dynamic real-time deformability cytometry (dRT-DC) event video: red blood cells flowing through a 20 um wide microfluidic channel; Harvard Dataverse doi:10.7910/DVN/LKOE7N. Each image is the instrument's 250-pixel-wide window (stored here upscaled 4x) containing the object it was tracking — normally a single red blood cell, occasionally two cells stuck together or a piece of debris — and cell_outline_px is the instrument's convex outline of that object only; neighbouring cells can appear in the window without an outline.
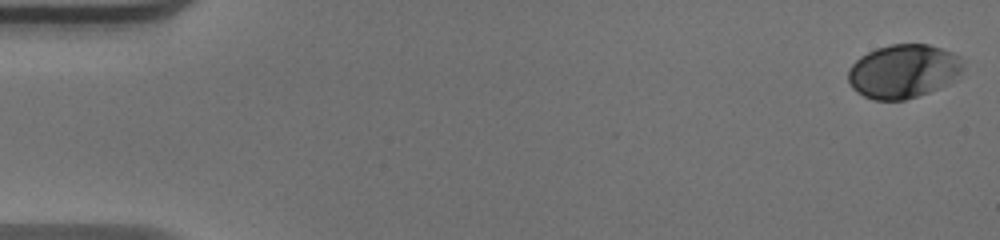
{"species": "human", "species_latin": "Homo sapiens", "temperature_condition": "warm", "stored_images_in_passage": 52, "camera_frame_rate_fps": 3000, "um_per_image_px": 0.085, "donor": {"sex": "male"}, "frame": {"image": 1, "passage_image": 1, "time_ms": 0.0, "image_size_px": [1000, 240], "cell_outline_px": [[964, 68], [948, 84], [940, 88], [904, 100], [872, 100], [856, 92], [852, 88], [848, 80], [848, 68], [860, 56], [876, 48], [892, 44], [928, 44], [952, 52], [960, 56], [964, 64]], "centroid_in_image_um": [76.77, 6.05], "position_along_channel_um": 8.2, "area_um2": 36.13}}
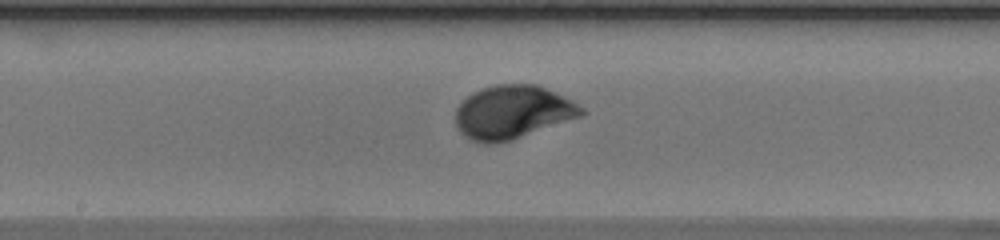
{"frame": {"image": 2, "passage_image": 28, "time_ms": 9.0, "image_size_px": [1000, 240], "cell_outline_px": [[588, 112], [584, 116], [512, 140], [496, 144], [484, 144], [468, 140], [456, 128], [456, 108], [472, 92], [496, 84], [536, 84], [564, 96], [584, 108]], "centroid_in_image_um": [43.58, 9.56], "position_along_channel_um": 204.6, "area_um2": 39.59}}
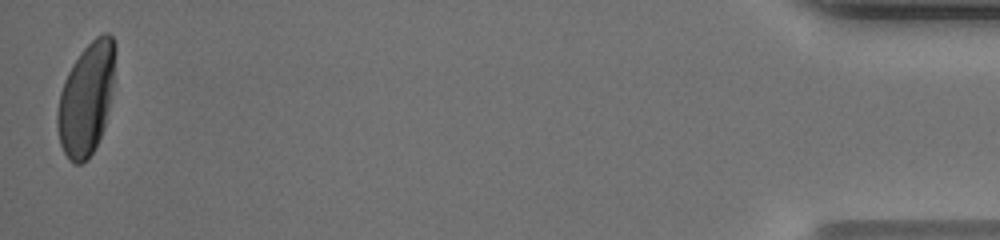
{"frame": {"image": 3, "passage_image": 52, "time_ms": 17.0, "image_size_px": [1000, 240], "cell_outline_px": [[116, 48], [112, 88], [104, 128], [88, 160], [80, 164], [76, 164], [68, 160], [60, 144], [56, 128], [56, 112], [60, 92], [64, 80], [72, 64], [80, 52], [96, 36], [104, 32], [108, 32], [112, 36], [116, 44]], "centroid_in_image_um": [7.32, 8.39], "position_along_channel_um": 427.9, "area_um2": 37.97}, "authors_computed_cell_mechanics": {"area_um2": 37.3677, "velocity_mm_per_s": 3.9244, "shape_relaxation_time_tau1_ms": 2.4517, "shape_relaxation_time_tau2_ms": null, "deformation_change_tau1": 0.164, "deformation_change_tau2": null}}